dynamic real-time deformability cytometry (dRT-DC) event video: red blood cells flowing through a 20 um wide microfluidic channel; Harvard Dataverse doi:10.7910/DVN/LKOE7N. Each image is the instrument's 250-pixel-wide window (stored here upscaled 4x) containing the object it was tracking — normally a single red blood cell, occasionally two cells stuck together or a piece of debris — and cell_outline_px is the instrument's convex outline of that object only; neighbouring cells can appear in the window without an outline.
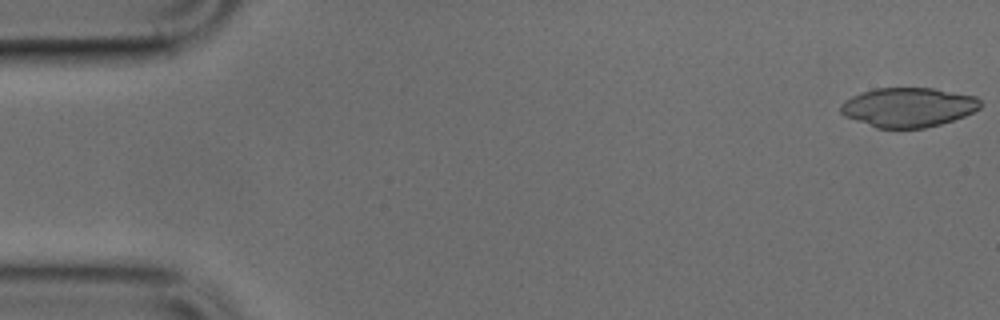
{"species": "common noctule bat (a hibernating species)", "species_latin": "Nyctalus noctula", "temperature_condition": "cold", "stored_images_in_passage": 48, "camera_frame_rate_fps": 3000, "um_per_image_px": 0.085, "animal": {"sex": "male", "body_mass_g": 17.9, "forearm_length_mm": 54.2}, "frame": {"image": 1, "passage_image": 1, "time_ms": 0.0, "image_size_px": [1000, 320], "cell_outline_px": [[980, 108], [964, 116], [940, 124], [924, 128], [876, 128], [844, 116], [840, 112], [840, 104], [844, 100], [860, 92], [876, 88], [932, 88], [976, 96], [980, 100]], "centroid_in_image_um": [77.16, 9.11], "position_along_channel_um": 7.8, "area_um2": 32.08}}